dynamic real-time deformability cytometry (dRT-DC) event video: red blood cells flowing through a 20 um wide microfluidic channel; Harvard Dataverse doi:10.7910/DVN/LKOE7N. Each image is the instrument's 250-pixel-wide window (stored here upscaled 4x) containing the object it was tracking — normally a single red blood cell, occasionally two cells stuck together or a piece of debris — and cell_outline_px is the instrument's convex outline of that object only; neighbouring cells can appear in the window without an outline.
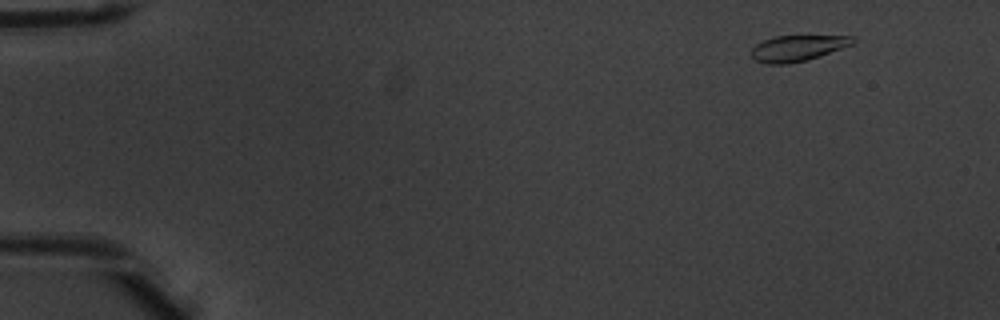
{"species": "common noctule bat (a hibernating species)", "species_latin": "Nyctalus noctula", "temperature_condition": "warm", "stored_images_in_passage": 5, "camera_frame_rate_fps": 3000, "um_per_image_px": 0.085, "animal": {"sex": "male", "body_mass_g": 20.1, "forearm_length_mm": 53.5}, "frame": {"image": 1, "passage_image": 2, "time_ms": 0.333, "image_size_px": [1000, 320], "cell_outline_px": [[856, 40], [852, 44], [808, 60], [788, 64], [768, 64], [756, 60], [752, 56], [752, 48], [756, 44], [772, 36], [856, 36]], "centroid_in_image_um": [67.79, 4.09], "position_along_channel_um": 17.2, "area_um2": 15.2}}
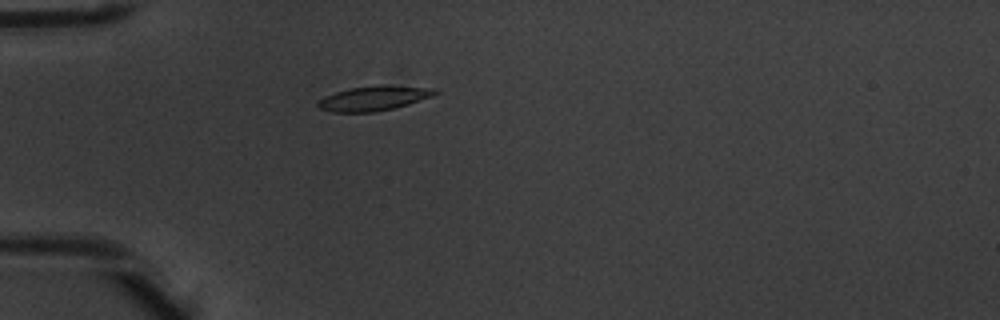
{"frame": {"image": 2, "passage_image": 5, "time_ms": 1.333, "image_size_px": [1000, 320], "cell_outline_px": [[440, 92], [432, 96], [396, 108], [376, 112], [332, 112], [320, 108], [316, 104], [324, 96], [336, 92], [352, 88], [436, 88]], "centroid_in_image_um": [31.72, 8.42], "position_along_channel_um": 53.3, "area_um2": 15.72}}